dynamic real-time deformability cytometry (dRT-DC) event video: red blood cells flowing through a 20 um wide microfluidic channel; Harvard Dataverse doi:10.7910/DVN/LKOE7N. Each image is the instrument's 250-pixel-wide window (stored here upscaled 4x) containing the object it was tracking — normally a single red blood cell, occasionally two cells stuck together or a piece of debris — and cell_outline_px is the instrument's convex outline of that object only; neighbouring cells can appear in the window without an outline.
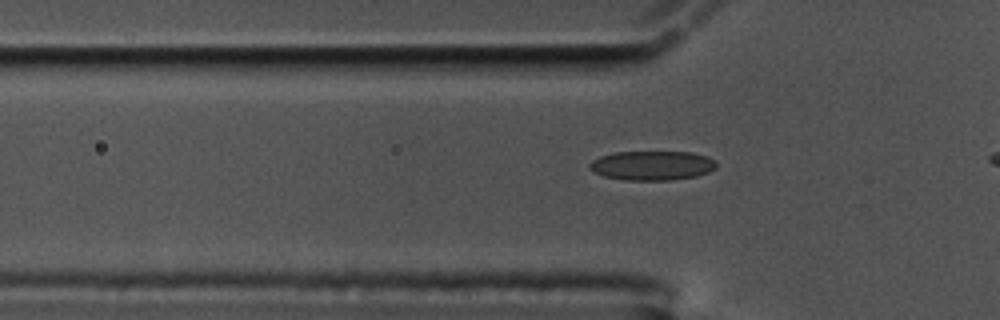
{"species": "common noctule bat (a hibernating species)", "species_latin": "Nyctalus noctula", "temperature_condition": "cold", "stored_images_in_passage": 43, "camera_frame_rate_fps": 3000, "um_per_image_px": 0.085, "animal": {"sex": "male", "body_mass_g": 17.5, "forearm_length_mm": 52.3}, "frame": {"image": 1, "passage_image": 12, "time_ms": 3.667, "image_size_px": [1000, 320], "cell_outline_px": [[716, 168], [708, 172], [696, 176], [668, 180], [624, 180], [604, 176], [588, 168], [588, 164], [592, 160], [600, 156], [616, 152], [692, 152], [708, 156], [716, 160]], "centroid_in_image_um": [55.44, 14.06], "position_along_channel_um": 70.4, "area_um2": 21.73}}
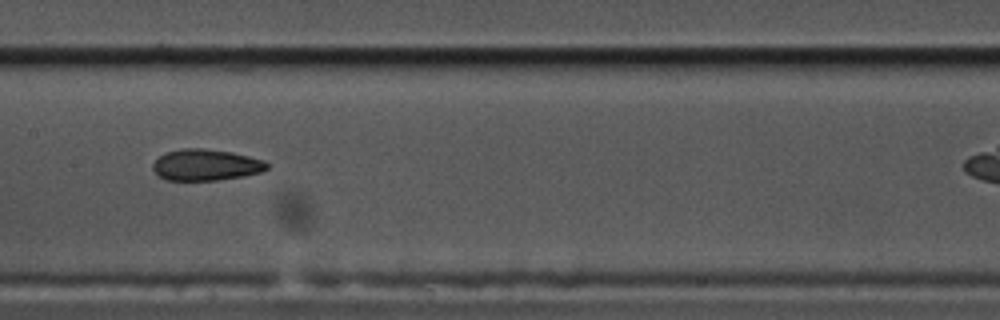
{"frame": {"image": 2, "passage_image": 22, "time_ms": 7.0, "image_size_px": [1000, 320], "cell_outline_px": [[268, 168], [260, 172], [244, 176], [216, 180], [168, 180], [160, 176], [152, 168], [152, 164], [160, 156], [168, 152], [180, 148], [204, 148], [232, 152], [264, 160], [268, 164]], "centroid_in_image_um": [17.51, 14.01], "position_along_channel_um": 189.9, "area_um2": 20.69}}
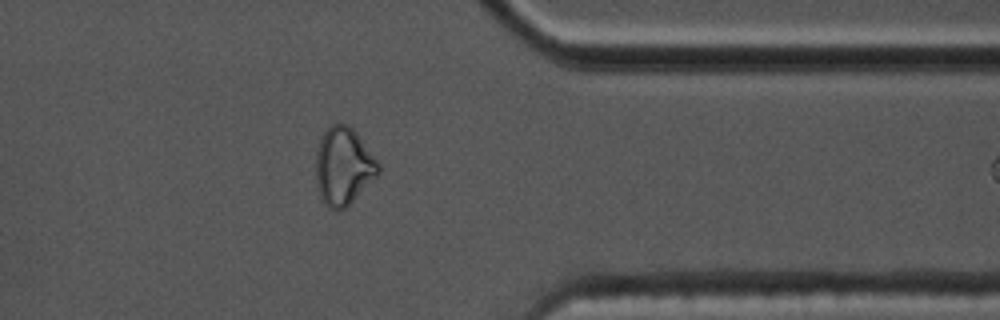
{"frame": {"image": 3, "passage_image": 39, "time_ms": 12.667, "image_size_px": [1000, 320], "cell_outline_px": [[380, 172], [344, 208], [336, 212], [328, 208], [324, 204], [316, 188], [316, 148], [324, 132], [332, 124], [348, 124], [356, 132], [380, 164]], "centroid_in_image_um": [29.16, 14.14], "position_along_channel_um": 382.2, "area_um2": 28.09}, "authors_computed_cell_mechanics": {"area_um2": 21.4438, "velocity_mm_per_s": 3.581, "shape_relaxation_time_tau1_ms": null, "shape_relaxation_time_tau2_ms": 3.782, "deformation_change_tau1": null, "deformation_change_tau2": 0.0812}}